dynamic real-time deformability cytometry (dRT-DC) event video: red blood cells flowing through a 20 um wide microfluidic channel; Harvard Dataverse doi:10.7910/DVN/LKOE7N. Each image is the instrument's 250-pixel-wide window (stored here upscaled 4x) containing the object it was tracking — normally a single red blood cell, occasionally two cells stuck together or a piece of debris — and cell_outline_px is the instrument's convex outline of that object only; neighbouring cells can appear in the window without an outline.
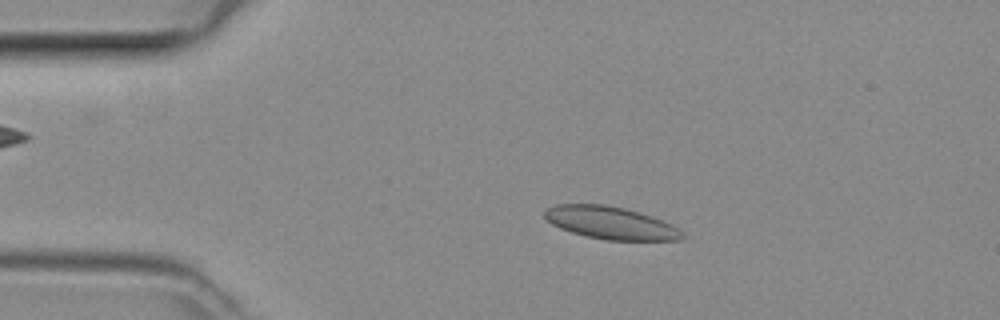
{"species": "common noctule bat (a hibernating species)", "species_latin": "Nyctalus noctula", "temperature_condition": "room temperature", "stored_images_in_passage": 44, "camera_frame_rate_fps": 3000, "um_per_image_px": 0.085, "animal": {"sex": "female", "body_mass_g": 29.2, "forearm_length_mm": 56.3}, "frame": {"image": 1, "passage_image": 6, "time_ms": 1.667, "image_size_px": [1000, 320], "cell_outline_px": [[688, 236], [684, 240], [608, 240], [584, 236], [560, 228], [552, 224], [544, 216], [544, 208], [556, 204], [604, 204], [624, 208], [672, 224], [680, 228]], "centroid_in_image_um": [51.92, 18.95], "position_along_channel_um": 33.1, "area_um2": 26.18}}
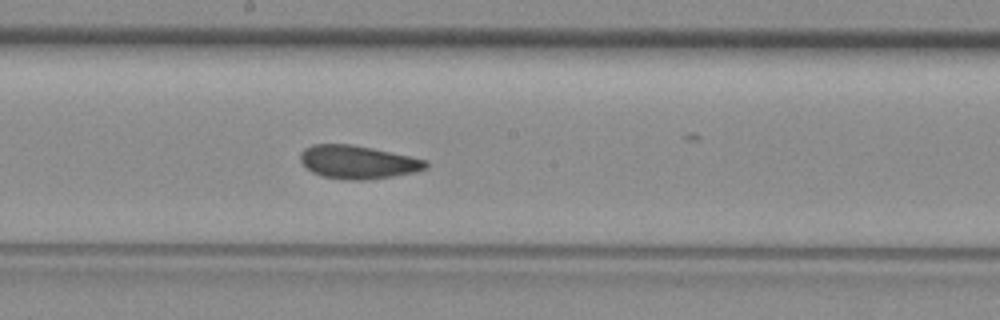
{"frame": {"image": 2, "passage_image": 22, "time_ms": 7.0, "image_size_px": [1000, 320], "cell_outline_px": [[428, 168], [416, 172], [392, 176], [364, 180], [348, 180], [324, 176], [312, 172], [300, 160], [300, 152], [304, 148], [312, 144], [352, 144], [412, 156], [428, 160]], "centroid_in_image_um": [30.45, 13.77], "position_along_channel_um": 217.8, "area_um2": 24.39}}
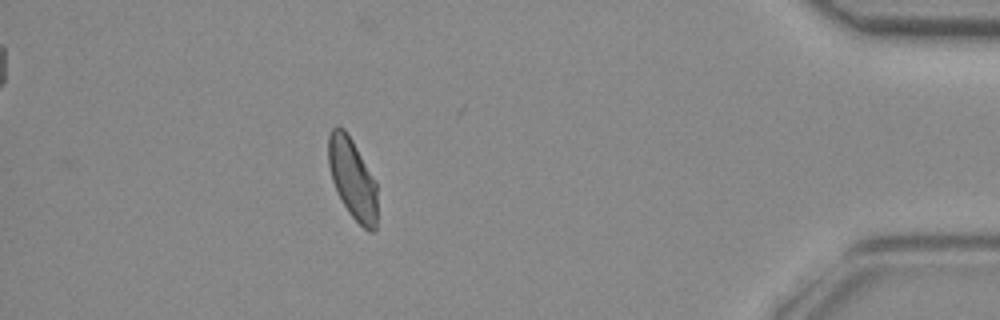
{"frame": {"image": 3, "passage_image": 39, "time_ms": 12.667, "image_size_px": [1000, 320], "cell_outline_px": [[376, 228], [372, 232], [368, 232], [348, 212], [332, 180], [328, 164], [328, 136], [332, 128], [336, 124], [344, 128], [352, 140], [376, 180]], "centroid_in_image_um": [29.95, 15.15], "position_along_channel_um": 405.2, "area_um2": 22.83}}